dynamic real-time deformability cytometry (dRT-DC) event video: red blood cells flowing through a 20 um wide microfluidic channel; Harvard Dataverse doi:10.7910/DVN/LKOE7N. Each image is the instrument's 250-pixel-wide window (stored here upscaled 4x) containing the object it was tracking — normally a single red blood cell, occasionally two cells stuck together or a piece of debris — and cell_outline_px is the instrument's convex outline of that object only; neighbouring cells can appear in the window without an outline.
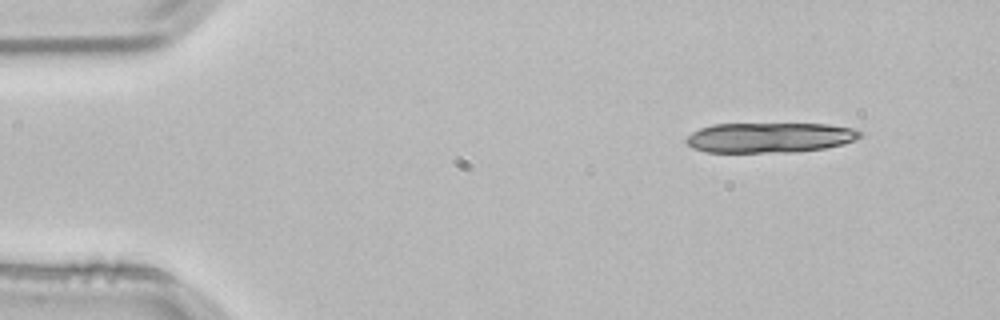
{"species": "common noctule bat (a hibernating species)", "species_latin": "Nyctalus noctula", "temperature_condition": "room temperature", "stored_images_in_passage": 3, "camera_frame_rate_fps": 3000, "um_per_image_px": 0.085, "animal": {"sex": "male", "body_mass_g": 21.5, "forearm_length_mm": 52.0}, "frame": {"image": 1, "passage_image": 1, "time_ms": 0.0, "image_size_px": [1000, 320], "cell_outline_px": [[860, 136], [856, 140], [844, 144], [824, 148], [796, 152], [708, 152], [692, 148], [684, 140], [692, 132], [700, 128], [712, 124], [828, 124], [852, 128], [860, 132]], "centroid_in_image_um": [65.41, 11.69], "position_along_channel_um": 19.6, "area_um2": 30.46}}